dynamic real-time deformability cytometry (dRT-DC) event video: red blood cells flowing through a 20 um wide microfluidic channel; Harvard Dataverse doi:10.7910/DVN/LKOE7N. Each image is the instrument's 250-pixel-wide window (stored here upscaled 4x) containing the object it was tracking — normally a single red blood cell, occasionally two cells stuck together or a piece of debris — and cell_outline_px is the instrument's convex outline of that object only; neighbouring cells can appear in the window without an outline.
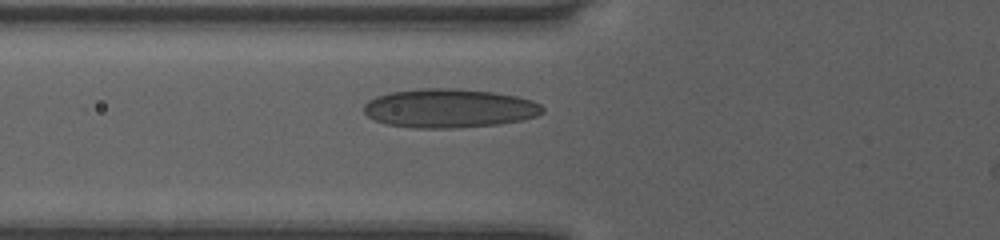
{"species": "human", "species_latin": "Homo sapiens", "temperature_condition": "room temperature", "stored_images_in_passage": 37, "camera_frame_rate_fps": 3000, "um_per_image_px": 0.085, "donor": {"sex": "female"}, "frame": {"image": 1, "passage_image": 12, "time_ms": 3.667, "image_size_px": [1000, 240], "cell_outline_px": [[544, 112], [536, 116], [520, 120], [496, 124], [452, 128], [412, 128], [384, 124], [372, 120], [364, 112], [364, 104], [368, 100], [376, 96], [388, 92], [424, 88], [452, 88], [492, 92], [516, 96], [532, 100], [540, 104], [544, 108]], "centroid_in_image_um": [38.13, 9.2], "position_along_channel_um": 87.7, "area_um2": 40.63}}
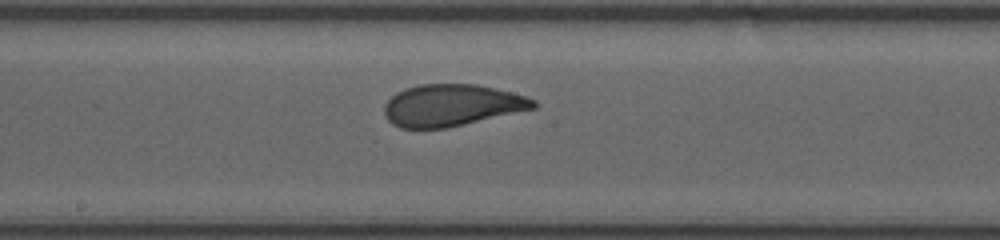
{"frame": {"image": 2, "passage_image": 21, "time_ms": 6.667, "image_size_px": [1000, 240], "cell_outline_px": [[536, 108], [448, 128], [400, 128], [392, 124], [384, 116], [384, 104], [396, 92], [420, 84], [476, 84], [496, 88], [512, 92], [536, 100]], "centroid_in_image_um": [38.39, 8.95], "position_along_channel_um": 209.8, "area_um2": 36.41}}
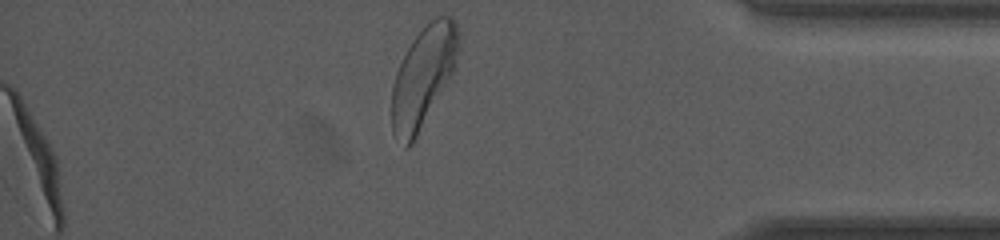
{"frame": {"image": 3, "passage_image": 37, "time_ms": 12.0, "image_size_px": [1000, 240], "cell_outline_px": [[460, 48], [456, 64], [448, 80], [412, 144], [408, 148], [404, 148], [392, 132], [392, 84], [396, 72], [412, 40], [428, 20], [436, 16], [452, 16], [460, 32]], "centroid_in_image_um": [35.98, 6.48], "position_along_channel_um": 399.2, "area_um2": 39.07}, "authors_computed_cell_mechanics": {"area_um2": 36.414, "velocity_mm_per_s": 4.0413, "shape_relaxation_time_tau1_ms": 4.5508, "shape_relaxation_time_tau2_ms": 0.6262, "deformation_change_tau1": 0.1556, "deformation_change_tau2": 0.053}}